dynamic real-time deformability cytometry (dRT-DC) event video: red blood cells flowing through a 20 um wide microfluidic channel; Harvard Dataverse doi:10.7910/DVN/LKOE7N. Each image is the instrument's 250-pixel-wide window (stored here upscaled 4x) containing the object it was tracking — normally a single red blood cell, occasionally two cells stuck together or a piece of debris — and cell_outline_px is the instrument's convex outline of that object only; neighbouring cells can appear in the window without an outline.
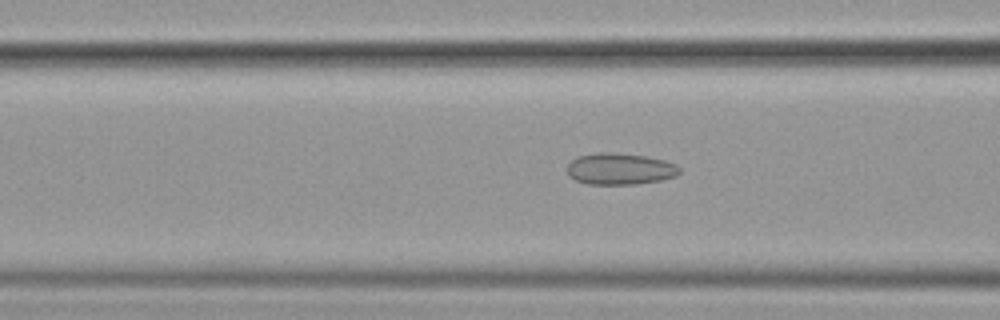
{"species": "common noctule bat (a hibernating species)", "species_latin": "Nyctalus noctula", "temperature_condition": "cold", "stored_images_in_passage": 32, "camera_frame_rate_fps": 3000, "um_per_image_px": 0.085, "animal": {"sex": "female", "body_mass_g": 19.9}, "frame": {"image": 1, "passage_image": 4, "time_ms": 1.0, "image_size_px": [1000, 320], "cell_outline_px": [[680, 172], [676, 176], [660, 180], [636, 184], [588, 184], [576, 180], [568, 176], [568, 164], [576, 156], [600, 152], [612, 152], [644, 156], [664, 160], [676, 164], [680, 168]], "centroid_in_image_um": [52.69, 14.35], "position_along_channel_um": 113.9, "area_um2": 20.63}}
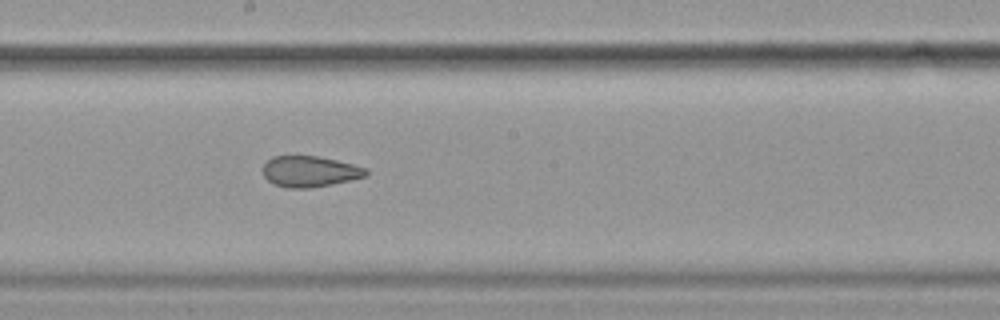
{"frame": {"image": 2, "passage_image": 13, "time_ms": 4.0, "image_size_px": [1000, 320], "cell_outline_px": [[368, 176], [312, 188], [288, 188], [272, 184], [264, 176], [264, 164], [272, 156], [316, 156], [336, 160], [368, 168]], "centroid_in_image_um": [26.34, 14.58], "position_along_channel_um": 221.9, "area_um2": 18.55}}
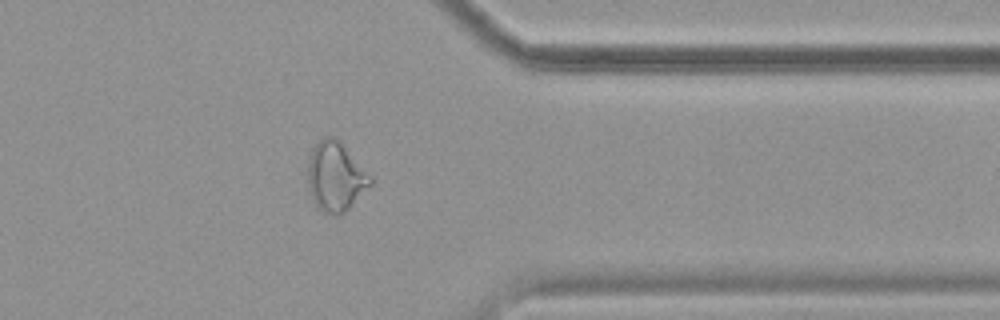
{"frame": {"image": 3, "passage_image": 27, "time_ms": 8.667, "image_size_px": [1000, 320], "cell_outline_px": [[372, 184], [340, 216], [336, 216], [320, 212], [316, 208], [308, 184], [308, 160], [312, 148], [320, 140], [328, 136], [336, 136], [340, 140], [372, 176]], "centroid_in_image_um": [28.52, 15.02], "position_along_channel_um": 382.9, "area_um2": 25.49}}